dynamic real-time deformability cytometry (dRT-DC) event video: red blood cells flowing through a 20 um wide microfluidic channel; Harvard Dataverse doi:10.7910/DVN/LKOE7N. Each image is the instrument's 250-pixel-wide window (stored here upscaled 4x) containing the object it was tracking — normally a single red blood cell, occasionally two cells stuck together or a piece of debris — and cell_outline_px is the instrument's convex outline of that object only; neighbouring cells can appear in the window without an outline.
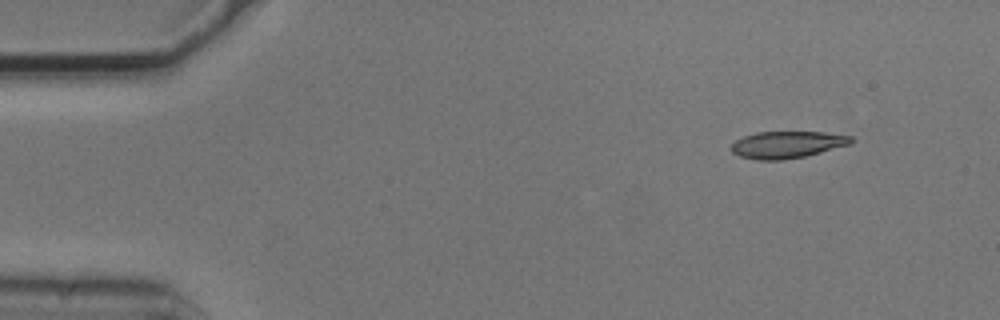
{"species": "common noctule bat (a hibernating species)", "species_latin": "Nyctalus noctula", "temperature_condition": "cold", "stored_images_in_passage": 4, "camera_frame_rate_fps": 3000, "um_per_image_px": 0.085, "animal": {"sex": "male", "body_mass_g": 20.5, "forearm_length_mm": 52.5}, "frame": {"image": 1, "passage_image": 1, "time_ms": 0.0, "image_size_px": [1000, 320], "cell_outline_px": [[852, 144], [804, 156], [784, 160], [756, 160], [740, 156], [732, 152], [732, 144], [736, 140], [744, 136], [756, 132], [824, 132], [852, 136]], "centroid_in_image_um": [66.91, 12.29], "position_along_channel_um": 18.1, "area_um2": 18.73}}
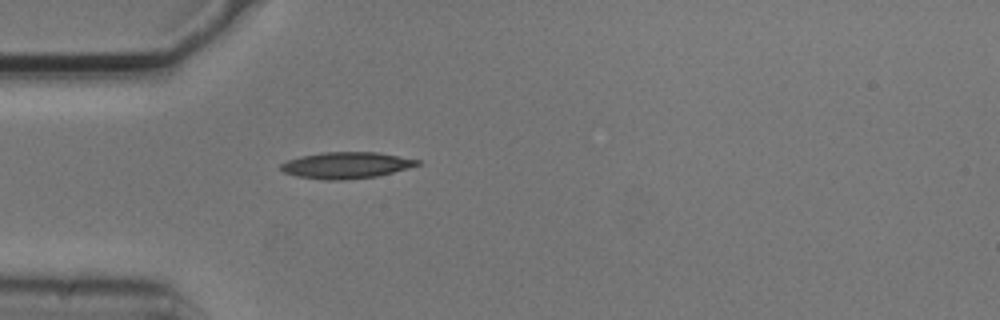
{"frame": {"image": 2, "passage_image": 4, "time_ms": 1.0, "image_size_px": [1000, 320], "cell_outline_px": [[420, 164], [408, 168], [376, 176], [344, 180], [320, 180], [296, 176], [284, 172], [280, 168], [280, 164], [288, 160], [300, 156], [320, 152], [376, 152], [420, 160]], "centroid_in_image_um": [29.38, 14.05], "position_along_channel_um": 55.6, "area_um2": 20.98}}